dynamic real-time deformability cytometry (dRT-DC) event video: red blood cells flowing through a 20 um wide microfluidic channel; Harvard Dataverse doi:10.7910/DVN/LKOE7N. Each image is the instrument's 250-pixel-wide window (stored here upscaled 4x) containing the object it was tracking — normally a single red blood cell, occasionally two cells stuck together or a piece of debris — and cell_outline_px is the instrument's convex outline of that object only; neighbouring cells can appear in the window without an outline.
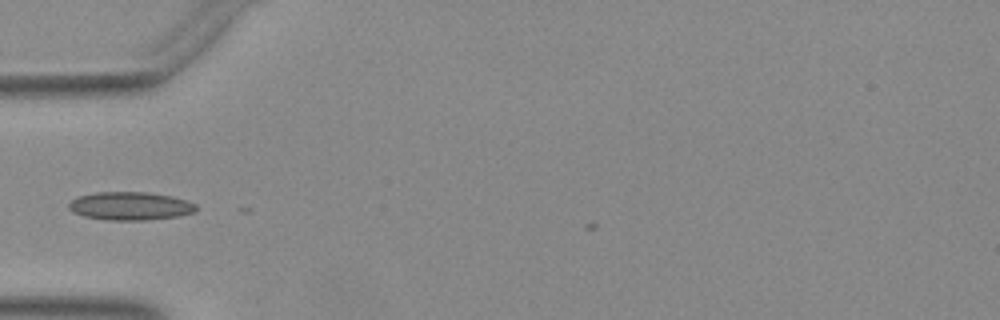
{"species": "Egyptian fruit bat (a non-hibernating species)", "species_latin": "Rousettus aegyptiacus", "temperature_condition": "warm", "stored_images_in_passage": 3, "camera_frame_rate_fps": 3000, "um_per_image_px": 0.085, "animal": {"sex": "female"}, "frame": {"image": 1, "passage_image": 1, "time_ms": 0.0, "image_size_px": [1000, 320], "cell_outline_px": [[196, 212], [180, 216], [144, 220], [108, 220], [84, 216], [72, 212], [68, 208], [68, 204], [76, 196], [96, 192], [148, 192], [172, 196], [196, 204]], "centroid_in_image_um": [11.05, 17.51], "position_along_channel_um": 73.9, "area_um2": 21.04}}